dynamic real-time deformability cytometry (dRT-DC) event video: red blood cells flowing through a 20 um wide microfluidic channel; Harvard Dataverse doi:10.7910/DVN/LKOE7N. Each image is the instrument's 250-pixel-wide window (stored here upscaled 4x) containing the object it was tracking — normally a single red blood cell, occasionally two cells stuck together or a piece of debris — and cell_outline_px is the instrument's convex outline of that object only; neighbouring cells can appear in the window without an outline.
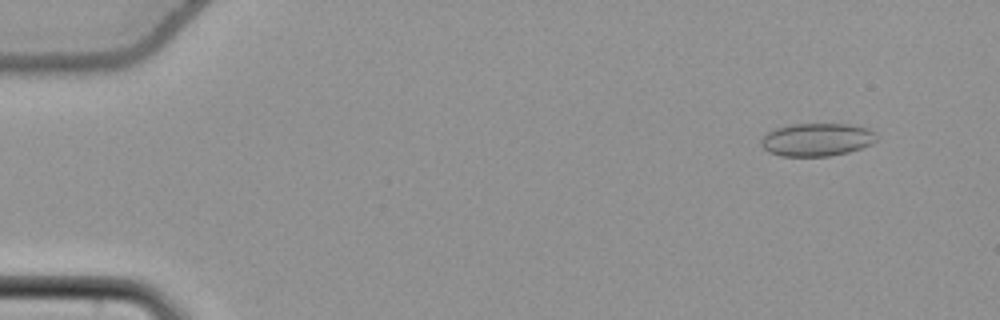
{"species": "common noctule bat (a hibernating species)", "species_latin": "Nyctalus noctula", "temperature_condition": "cold", "stored_images_in_passage": 55, "camera_frame_rate_fps": 3000, "um_per_image_px": 0.085, "animal": {"sex": "female", "body_mass_g": 22.7, "forearm_length_mm": 54.2}, "frame": {"image": 1, "passage_image": 5, "time_ms": 1.333, "image_size_px": [1000, 320], "cell_outline_px": [[876, 140], [872, 144], [848, 152], [828, 156], [780, 156], [768, 152], [760, 144], [760, 140], [768, 132], [776, 128], [792, 124], [848, 124], [868, 128], [876, 136]], "centroid_in_image_um": [69.4, 11.87], "position_along_channel_um": 15.6, "area_um2": 22.08}}
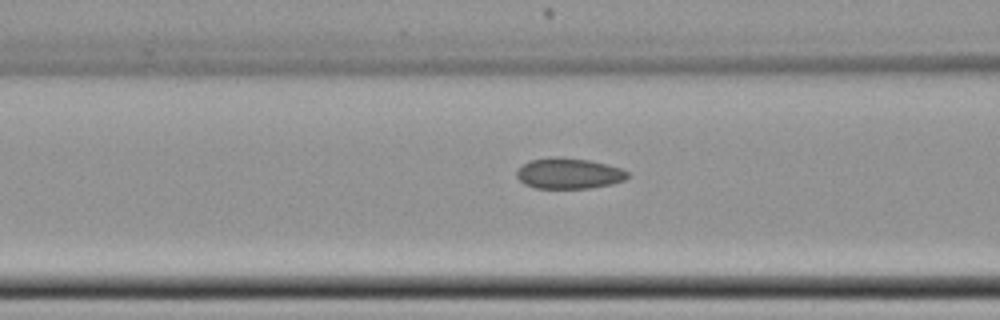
{"frame": {"image": 2, "passage_image": 23, "time_ms": 7.333, "image_size_px": [1000, 320], "cell_outline_px": [[628, 176], [624, 180], [612, 184], [588, 188], [536, 188], [524, 184], [516, 176], [516, 172], [528, 160], [552, 156], [556, 156], [588, 160], [608, 164], [620, 168], [628, 172]], "centroid_in_image_um": [48.33, 14.73], "position_along_channel_um": 118.3, "area_um2": 19.88}}
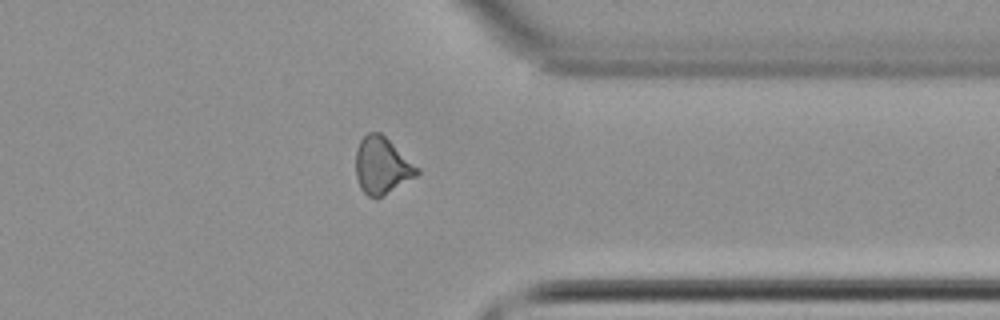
{"frame": {"image": 3, "passage_image": 44, "time_ms": 14.333, "image_size_px": [1000, 320], "cell_outline_px": [[420, 172], [416, 176], [376, 200], [368, 196], [360, 188], [356, 176], [356, 148], [360, 140], [368, 132], [380, 132], [420, 168]], "centroid_in_image_um": [32.46, 14.09], "position_along_channel_um": 378.9, "area_um2": 20.35}, "authors_computed_cell_mechanics": {"area_um2": 20.2878, "velocity_mm_per_s": 3.7938, "shape_relaxation_time_tau1_ms": null, "shape_relaxation_time_tau2_ms": 3.234, "deformation_change_tau1": null, "deformation_change_tau2": 0.0769}}